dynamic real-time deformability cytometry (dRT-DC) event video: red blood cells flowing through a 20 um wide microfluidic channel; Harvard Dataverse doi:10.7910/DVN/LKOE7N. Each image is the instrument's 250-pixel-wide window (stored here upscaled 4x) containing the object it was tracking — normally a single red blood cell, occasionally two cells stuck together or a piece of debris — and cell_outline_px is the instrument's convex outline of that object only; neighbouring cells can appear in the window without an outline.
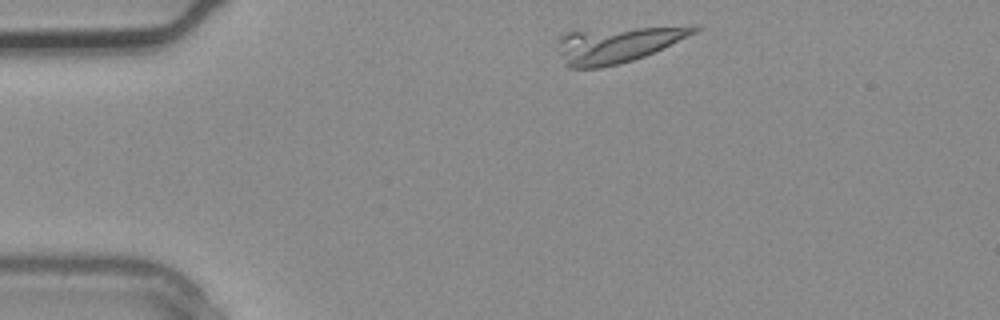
{"species": "common noctule bat (a hibernating species)", "species_latin": "Nyctalus noctula", "temperature_condition": "warm", "stored_images_in_passage": 3, "camera_frame_rate_fps": 3000, "um_per_image_px": 0.085, "animal": {"sex": "male", "body_mass_g": 20.4}, "frame": {"image": 1, "passage_image": 1, "time_ms": 0.0, "image_size_px": [1000, 320], "cell_outline_px": [[700, 28], [696, 32], [644, 56], [620, 64], [600, 68], [568, 68], [564, 64], [560, 52], [560, 36], [568, 32], [692, 24], [696, 24]], "centroid_in_image_um": [52.51, 3.79], "position_along_channel_um": 32.5, "area_um2": 28.15}}